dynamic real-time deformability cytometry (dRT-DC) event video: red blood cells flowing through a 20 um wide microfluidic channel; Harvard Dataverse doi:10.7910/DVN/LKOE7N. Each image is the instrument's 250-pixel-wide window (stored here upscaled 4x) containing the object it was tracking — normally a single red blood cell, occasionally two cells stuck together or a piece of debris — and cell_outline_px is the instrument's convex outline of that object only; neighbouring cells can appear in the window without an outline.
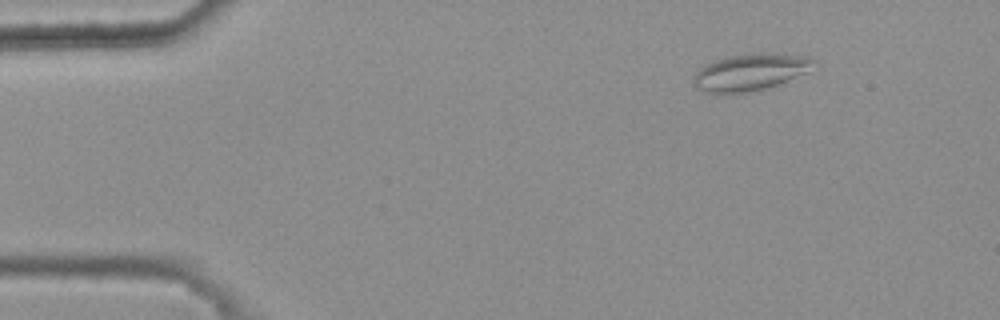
{"species": "common noctule bat (a hibernating species)", "species_latin": "Nyctalus noctula", "temperature_condition": "warm", "stored_images_in_passage": 44, "camera_frame_rate_fps": 3000, "um_per_image_px": 0.085, "animal": {"sex": "female", "body_mass_g": 25.1}, "frame": {"image": 1, "passage_image": 2, "time_ms": 0.333, "image_size_px": [1000, 320], "cell_outline_px": [[816, 60], [808, 72], [776, 84], [764, 88], [748, 92], [720, 96], [704, 92], [696, 88], [692, 84], [692, 76], [704, 64], [724, 56], [744, 52], [756, 52], [808, 56]], "centroid_in_image_um": [63.66, 6.13], "position_along_channel_um": 21.3, "area_um2": 26.59}}
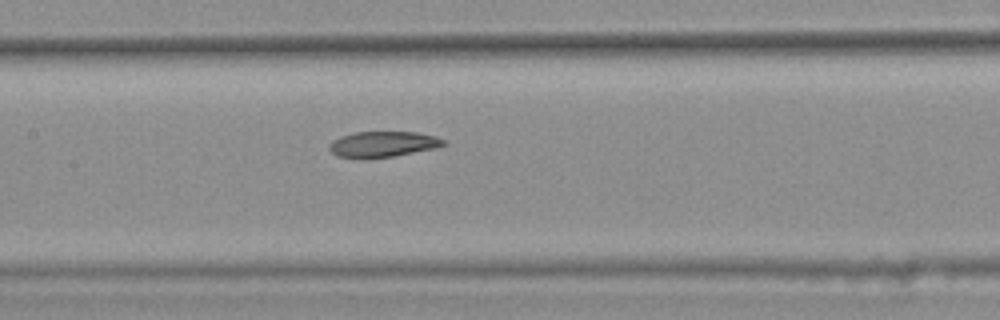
{"frame": {"image": 2, "passage_image": 21, "time_ms": 6.667, "image_size_px": [1000, 320], "cell_outline_px": [[448, 144], [436, 148], [392, 156], [364, 160], [360, 160], [336, 156], [328, 148], [328, 144], [332, 140], [340, 136], [352, 132], [416, 132], [436, 136], [444, 140]], "centroid_in_image_um": [32.49, 12.27], "position_along_channel_um": 174.9, "area_um2": 17.57}}
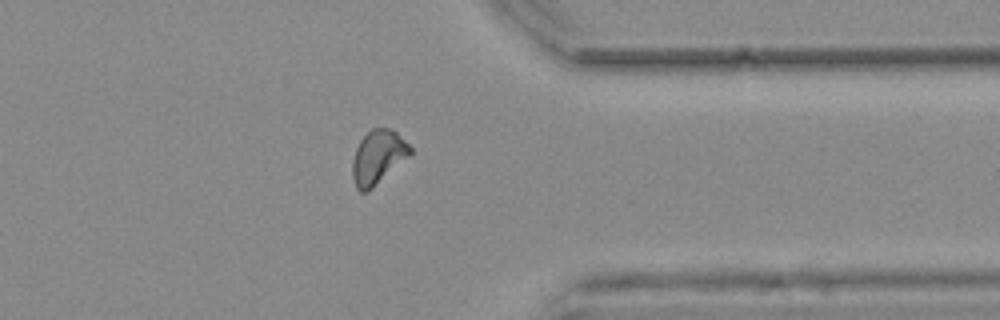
{"frame": {"image": 3, "passage_image": 38, "time_ms": 12.333, "image_size_px": [1000, 320], "cell_outline_px": [[412, 152], [408, 156], [368, 192], [360, 192], [356, 188], [352, 176], [352, 160], [356, 148], [360, 140], [372, 128], [392, 128], [412, 148]], "centroid_in_image_um": [32.09, 13.36], "position_along_channel_um": 379.3, "area_um2": 17.92}, "authors_computed_cell_mechanics": {"area_um2": 17.918, "velocity_mm_per_s": 3.7456, "shape_relaxation_time_tau1_ms": null, "shape_relaxation_time_tau2_ms": 9.7729, "deformation_change_tau1": null, "deformation_change_tau2": 0.1596}}